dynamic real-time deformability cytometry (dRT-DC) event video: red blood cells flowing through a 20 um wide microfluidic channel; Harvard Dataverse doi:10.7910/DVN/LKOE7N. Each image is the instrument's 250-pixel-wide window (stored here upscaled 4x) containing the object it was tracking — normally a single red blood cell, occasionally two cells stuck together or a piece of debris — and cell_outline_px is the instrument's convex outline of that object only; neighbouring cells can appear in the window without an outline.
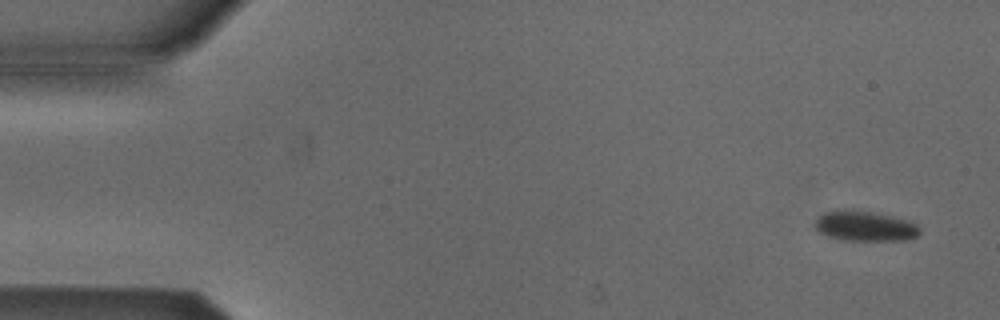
{"species": "Egyptian fruit bat (a non-hibernating species)", "species_latin": "Rousettus aegyptiacus", "temperature_condition": "cold", "stored_images_in_passage": 4, "camera_frame_rate_fps": 3000, "um_per_image_px": 0.085, "animal": {"sex": "male"}, "frame": {"image": 1, "passage_image": 1, "time_ms": 0.0, "image_size_px": [1000, 320], "cell_outline_px": [[920, 232], [916, 236], [904, 240], [848, 240], [832, 236], [820, 232], [816, 228], [816, 220], [824, 212], [844, 208], [852, 208], [892, 216], [908, 220], [916, 224], [920, 228]], "centroid_in_image_um": [73.54, 19.18], "position_along_channel_um": 11.5, "area_um2": 18.26}}
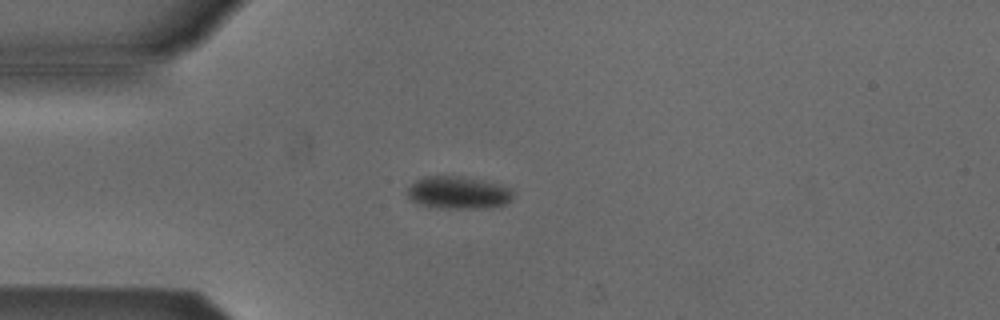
{"frame": {"image": 2, "passage_image": 4, "time_ms": 3.667, "image_size_px": [1000, 320], "cell_outline_px": [[512, 200], [504, 204], [492, 208], [436, 208], [420, 204], [412, 200], [408, 196], [408, 188], [416, 180], [424, 176], [460, 176], [484, 180], [500, 184], [512, 188]], "centroid_in_image_um": [38.99, 16.37], "position_along_channel_um": 46.0, "area_um2": 20.17}}